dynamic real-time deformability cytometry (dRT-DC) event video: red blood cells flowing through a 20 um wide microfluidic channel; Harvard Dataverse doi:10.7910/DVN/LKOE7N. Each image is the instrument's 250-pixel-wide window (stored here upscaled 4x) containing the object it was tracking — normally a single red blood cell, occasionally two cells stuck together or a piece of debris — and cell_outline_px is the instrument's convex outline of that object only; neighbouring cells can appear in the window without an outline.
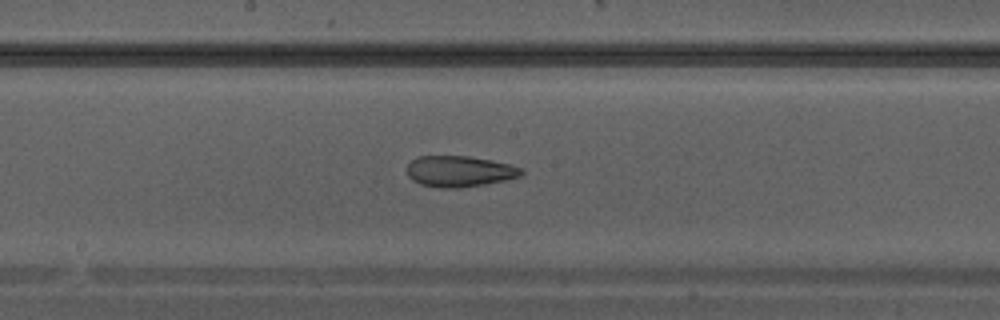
{"species": "Egyptian fruit bat (a non-hibernating species)", "species_latin": "Rousettus aegyptiacus", "temperature_condition": "warm", "stored_images_in_passage": 29, "camera_frame_rate_fps": 3000, "um_per_image_px": 0.085, "animal": {"sex": "male"}, "frame": {"image": 1, "passage_image": 13, "time_ms": 4.0, "image_size_px": [1000, 320], "cell_outline_px": [[524, 172], [520, 176], [504, 180], [484, 184], [456, 188], [440, 188], [420, 184], [412, 180], [408, 176], [408, 164], [416, 156], [468, 156], [492, 160], [524, 168]], "centroid_in_image_um": [39.05, 14.56], "position_along_channel_um": 209.2, "area_um2": 20.63}}